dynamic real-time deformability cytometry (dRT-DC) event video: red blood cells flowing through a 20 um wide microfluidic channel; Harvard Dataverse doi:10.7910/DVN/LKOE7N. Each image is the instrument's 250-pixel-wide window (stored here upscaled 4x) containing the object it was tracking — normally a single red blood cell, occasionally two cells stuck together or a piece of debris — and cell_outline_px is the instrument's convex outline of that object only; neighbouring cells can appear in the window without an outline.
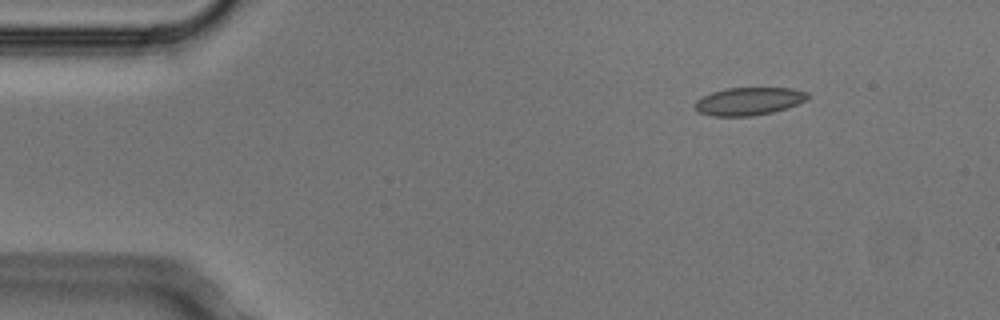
{"species": "Egyptian fruit bat (a non-hibernating species)", "species_latin": "Rousettus aegyptiacus", "temperature_condition": "cold", "stored_images_in_passage": 5, "camera_frame_rate_fps": 3000, "um_per_image_px": 0.085, "animal": {"sex": "male"}, "frame": {"image": 1, "passage_image": 2, "time_ms": 0.333, "image_size_px": [1000, 320], "cell_outline_px": [[812, 96], [808, 100], [788, 108], [772, 112], [752, 116], [712, 116], [700, 112], [696, 108], [696, 100], [712, 92], [728, 88], [792, 88], [808, 92]], "centroid_in_image_um": [63.74, 8.6], "position_along_channel_um": 21.3, "area_um2": 18.32}}
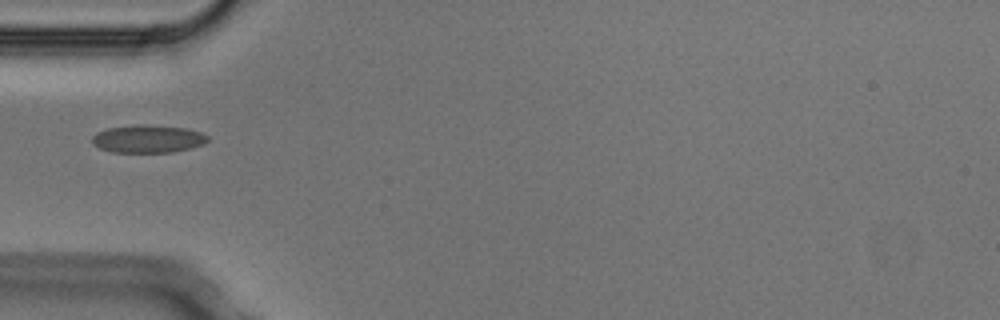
{"frame": {"image": 2, "passage_image": 5, "time_ms": 1.333, "image_size_px": [1000, 320], "cell_outline_px": [[208, 140], [204, 144], [172, 152], [112, 152], [100, 148], [92, 144], [92, 136], [96, 132], [108, 128], [140, 124], [144, 124], [184, 128], [200, 132], [208, 136]], "centroid_in_image_um": [12.54, 11.8], "position_along_channel_um": 72.5, "area_um2": 18.61}}